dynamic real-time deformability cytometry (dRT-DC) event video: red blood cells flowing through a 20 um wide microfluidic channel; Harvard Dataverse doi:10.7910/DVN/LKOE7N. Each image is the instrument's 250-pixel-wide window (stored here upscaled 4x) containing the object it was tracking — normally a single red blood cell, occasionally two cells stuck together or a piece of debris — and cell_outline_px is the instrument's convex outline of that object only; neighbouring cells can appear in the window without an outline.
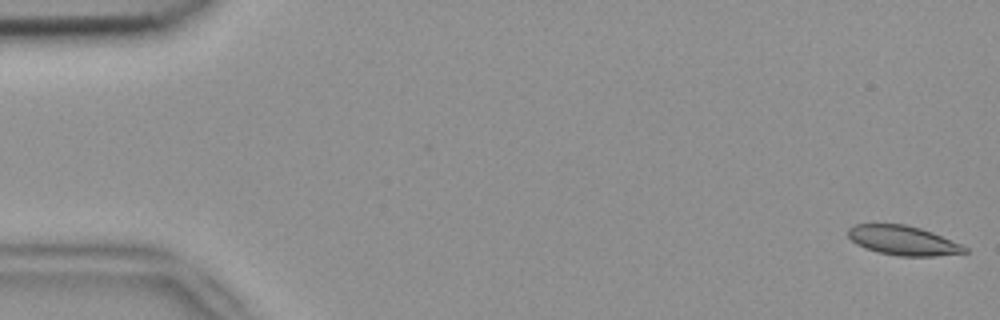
{"species": "common noctule bat (a hibernating species)", "species_latin": "Nyctalus noctula", "temperature_condition": "room temperature", "stored_images_in_passage": 53, "camera_frame_rate_fps": 3000, "um_per_image_px": 0.085, "animal": {"sex": "female", "body_mass_g": 18.4}, "frame": {"image": 1, "passage_image": 1, "time_ms": 0.0, "image_size_px": [1000, 320], "cell_outline_px": [[968, 252], [936, 256], [900, 256], [876, 252], [864, 248], [856, 244], [848, 236], [848, 228], [856, 224], [904, 224], [920, 228], [932, 232], [960, 244], [968, 248]], "centroid_in_image_um": [76.74, 20.44], "position_along_channel_um": 8.3, "area_um2": 19.94}}
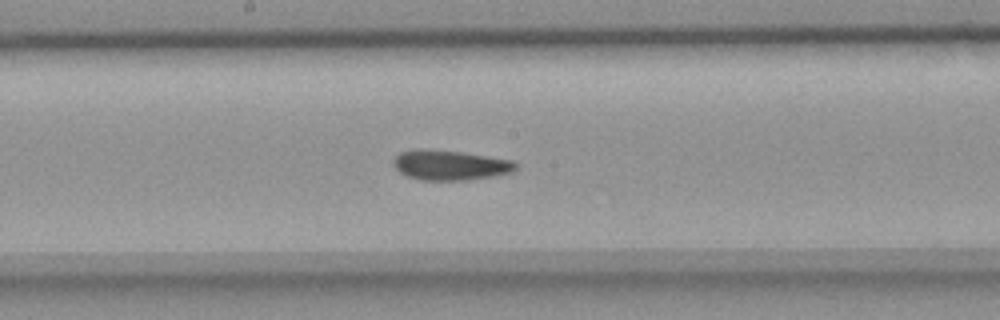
{"frame": {"image": 2, "passage_image": 28, "time_ms": 9.0, "image_size_px": [1000, 320], "cell_outline_px": [[520, 164], [512, 172], [492, 176], [468, 180], [420, 180], [408, 176], [400, 172], [392, 164], [392, 160], [400, 152], [416, 148], [424, 148], [460, 152], [512, 160]], "centroid_in_image_um": [38.23, 14.03], "position_along_channel_um": 210.0, "area_um2": 21.44}}
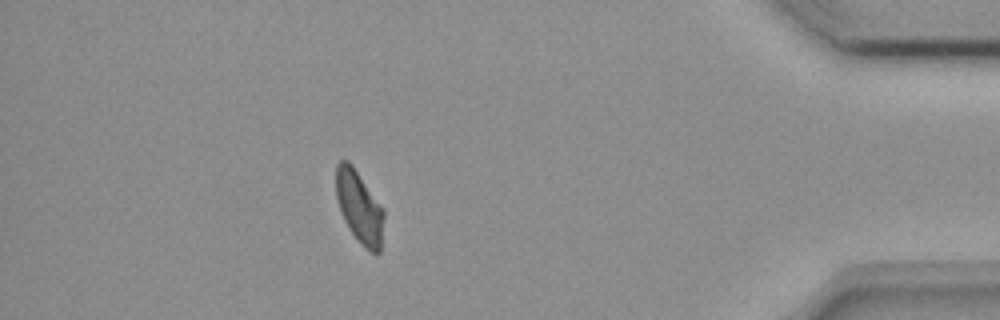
{"frame": {"image": 3, "passage_image": 47, "time_ms": 15.333, "image_size_px": [1000, 320], "cell_outline_px": [[384, 216], [380, 252], [376, 256], [364, 248], [360, 244], [348, 228], [340, 212], [336, 196], [336, 164], [340, 160], [348, 160], [352, 164], [384, 208]], "centroid_in_image_um": [30.55, 17.62], "position_along_channel_um": 404.7, "area_um2": 20.52}, "authors_computed_cell_mechanics": {"area_um2": 20.8658, "velocity_mm_per_s": 3.812, "shape_relaxation_time_tau1_ms": null, "shape_relaxation_time_tau2_ms": 2.6577, "deformation_change_tau1": null, "deformation_change_tau2": 0.0701}}